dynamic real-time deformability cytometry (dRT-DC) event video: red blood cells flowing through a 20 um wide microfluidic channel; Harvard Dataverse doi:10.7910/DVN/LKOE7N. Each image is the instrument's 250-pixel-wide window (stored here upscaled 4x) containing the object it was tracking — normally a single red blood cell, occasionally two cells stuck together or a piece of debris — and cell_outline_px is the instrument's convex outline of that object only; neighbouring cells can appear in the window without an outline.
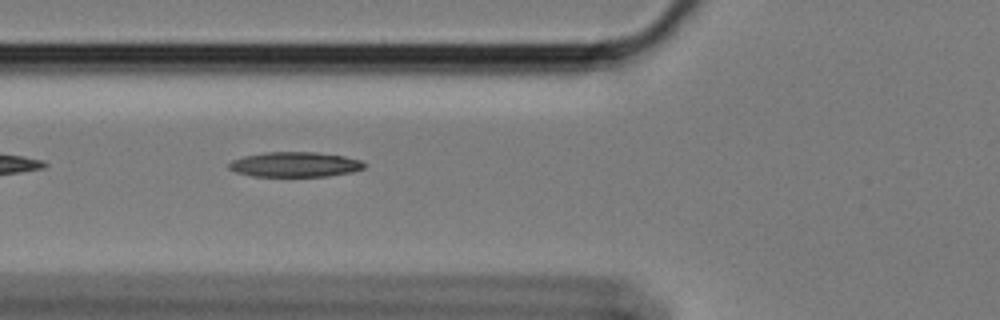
{"species": "Egyptian fruit bat (a non-hibernating species)", "species_latin": "Rousettus aegyptiacus", "temperature_condition": "cold", "stored_images_in_passage": 15, "camera_frame_rate_fps": 3000, "um_per_image_px": 0.085, "animal": {"sex": "female"}, "frame": {"image": 1, "passage_image": 3, "time_ms": 0.667, "image_size_px": [1000, 320], "cell_outline_px": [[368, 164], [364, 168], [352, 172], [328, 176], [252, 176], [236, 172], [228, 168], [228, 164], [232, 160], [244, 156], [264, 152], [316, 152], [344, 156], [360, 160]], "centroid_in_image_um": [25.08, 13.98], "position_along_channel_um": 100.7, "area_um2": 19.77}}
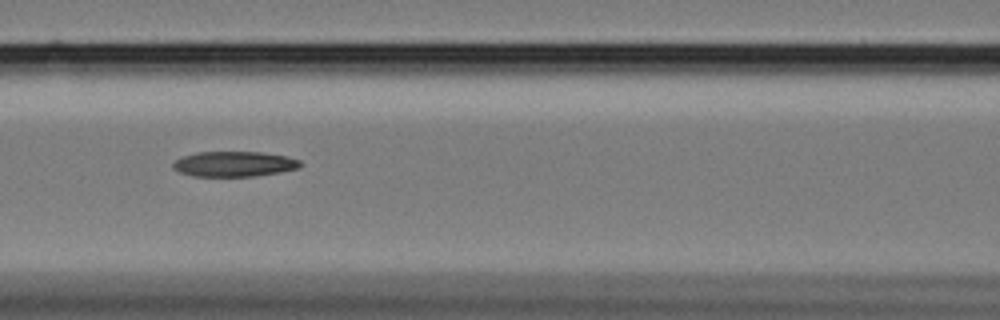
{"frame": {"image": 2, "passage_image": 7, "time_ms": 2.0, "image_size_px": [1000, 320], "cell_outline_px": [[304, 164], [300, 168], [280, 172], [252, 176], [192, 176], [180, 172], [172, 168], [172, 164], [176, 160], [184, 156], [196, 152], [260, 152], [284, 156], [300, 160]], "centroid_in_image_um": [19.92, 13.94], "position_along_channel_um": 146.7, "area_um2": 18.67}}
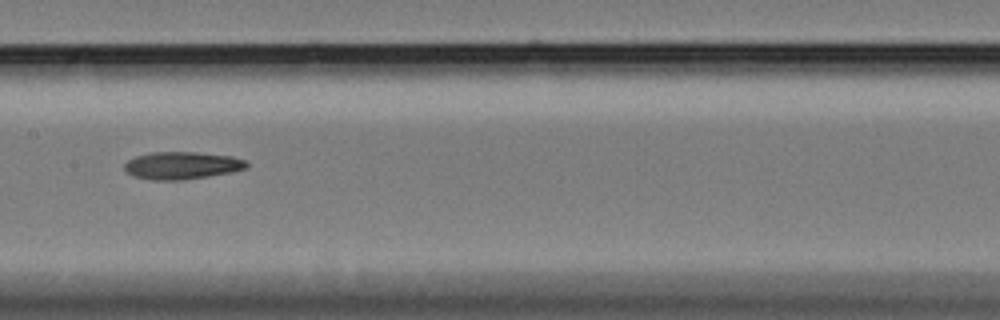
{"frame": {"image": 3, "passage_image": 11, "time_ms": 3.333, "image_size_px": [1000, 320], "cell_outline_px": [[248, 168], [232, 172], [208, 176], [180, 180], [152, 180], [136, 176], [128, 172], [124, 168], [124, 164], [128, 160], [136, 156], [152, 152], [196, 152], [232, 156], [244, 160], [248, 164]], "centroid_in_image_um": [15.49, 14.06], "position_along_channel_um": 191.9, "area_um2": 19.42}}